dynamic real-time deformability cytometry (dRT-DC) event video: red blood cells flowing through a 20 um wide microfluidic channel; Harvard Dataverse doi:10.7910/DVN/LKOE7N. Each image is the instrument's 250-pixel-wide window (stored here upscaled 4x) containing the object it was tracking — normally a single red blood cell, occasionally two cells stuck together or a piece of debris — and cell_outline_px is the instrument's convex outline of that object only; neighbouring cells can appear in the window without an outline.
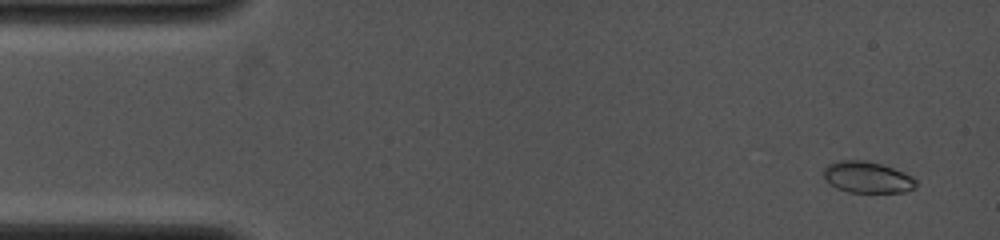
{"species": "common noctule bat (a hibernating species)", "species_latin": "Nyctalus noctula", "temperature_condition": "cold", "stored_images_in_passage": 4, "camera_frame_rate_fps": 4000, "um_per_image_px": 0.085, "animal": {"sex": "female", "body_mass_g": 19.0, "forearm_length_mm": 53.3}, "frame": {"image": 1, "passage_image": 1, "time_ms": 0.0, "image_size_px": [1000, 240], "cell_outline_px": [[916, 188], [904, 192], [848, 192], [836, 188], [828, 184], [820, 172], [828, 164], [840, 160], [868, 160], [904, 172], [912, 176], [916, 180]], "centroid_in_image_um": [73.68, 15.06], "position_along_channel_um": 11.3, "area_um2": 17.17}}
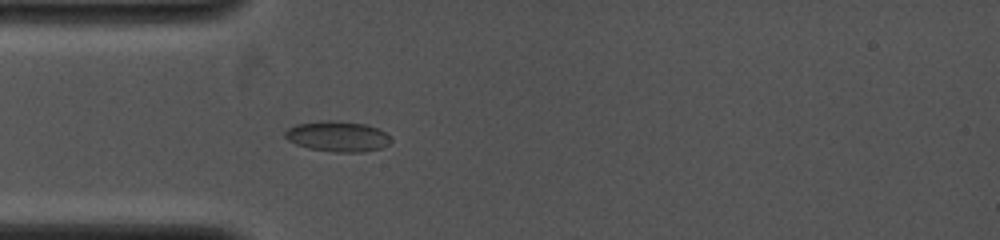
{"frame": {"image": 2, "passage_image": 4, "time_ms": 3.5, "image_size_px": [1000, 240], "cell_outline_px": [[392, 140], [388, 144], [380, 148], [364, 152], [336, 152], [308, 148], [296, 144], [288, 140], [284, 136], [284, 132], [288, 128], [296, 124], [324, 120], [328, 120], [364, 124], [376, 128], [384, 132]], "centroid_in_image_um": [28.66, 11.6], "position_along_channel_um": 56.3, "area_um2": 18.61}}